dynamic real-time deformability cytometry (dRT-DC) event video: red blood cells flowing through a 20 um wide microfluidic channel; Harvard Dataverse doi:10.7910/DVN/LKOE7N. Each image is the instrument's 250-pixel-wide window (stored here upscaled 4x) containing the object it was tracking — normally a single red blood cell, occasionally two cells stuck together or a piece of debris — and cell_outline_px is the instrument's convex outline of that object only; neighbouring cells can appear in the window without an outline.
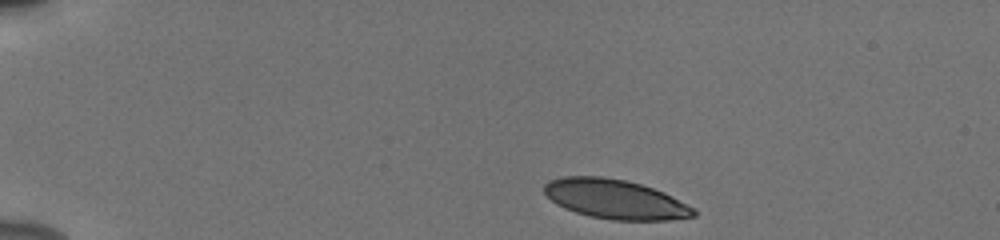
{"species": "human", "species_latin": "Homo sapiens", "temperature_condition": "cold", "stored_images_in_passage": 44, "camera_frame_rate_fps": 3000, "um_per_image_px": 0.085, "donor": {"sex": "male"}, "frame": {"image": 1, "passage_image": 1, "time_ms": 0.0, "image_size_px": [1000, 240], "cell_outline_px": [[696, 216], [668, 220], [612, 220], [592, 216], [576, 212], [564, 208], [556, 204], [544, 192], [544, 184], [548, 180], [564, 176], [604, 176], [628, 180], [664, 192], [696, 208]], "centroid_in_image_um": [52.31, 16.92], "position_along_channel_um": 32.7, "area_um2": 34.45}}
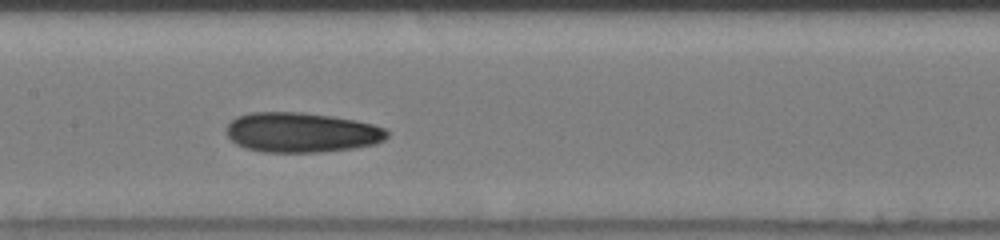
{"frame": {"image": 2, "passage_image": 19, "time_ms": 6.0, "image_size_px": [1000, 240], "cell_outline_px": [[388, 136], [384, 140], [376, 144], [352, 148], [320, 152], [264, 152], [248, 148], [236, 144], [228, 136], [228, 124], [236, 116], [248, 112], [304, 112], [332, 116], [356, 120], [372, 124], [384, 128], [388, 132]], "centroid_in_image_um": [25.64, 11.25], "position_along_channel_um": 181.8, "area_um2": 37.34}}
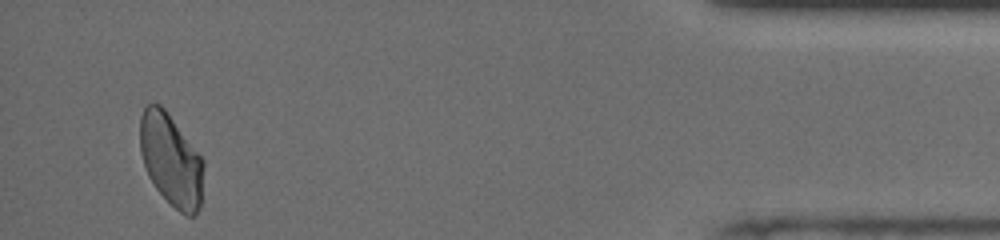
{"frame": {"image": 3, "passage_image": 42, "time_ms": 13.667, "image_size_px": [1000, 240], "cell_outline_px": [[204, 164], [200, 204], [196, 216], [188, 216], [180, 212], [156, 188], [148, 176], [140, 152], [140, 116], [144, 108], [148, 104], [160, 104], [168, 112], [204, 160]], "centroid_in_image_um": [14.54, 13.58], "position_along_channel_um": 420.7, "area_um2": 33.99}, "authors_computed_cell_mechanics": {"area_um2": 35.6626, "velocity_mm_per_s": 3.875, "shape_relaxation_time_tau1_ms": 6.3769, "shape_relaxation_time_tau2_ms": 4.5189, "deformation_change_tau1": 0.1356, "deformation_change_tau2": 0.104}}